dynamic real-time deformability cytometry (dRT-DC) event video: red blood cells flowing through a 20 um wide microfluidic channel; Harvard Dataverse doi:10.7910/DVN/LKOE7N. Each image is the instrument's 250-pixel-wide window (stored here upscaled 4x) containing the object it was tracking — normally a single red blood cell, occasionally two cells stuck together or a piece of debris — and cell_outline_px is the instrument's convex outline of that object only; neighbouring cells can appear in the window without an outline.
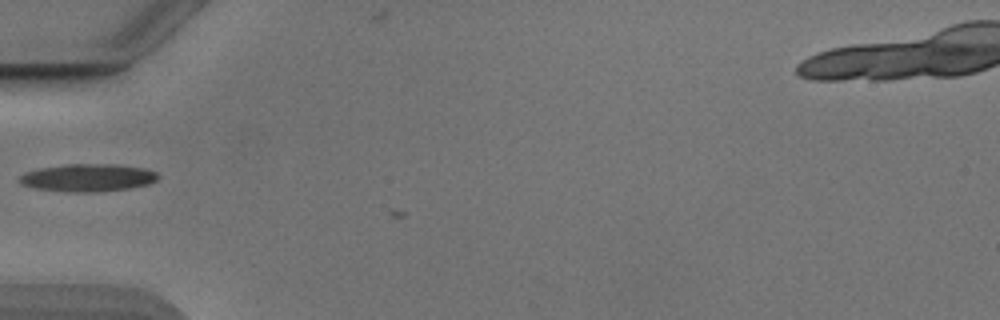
{"species": "Egyptian fruit bat (a non-hibernating species)", "species_latin": "Rousettus aegyptiacus", "temperature_condition": "cold", "stored_images_in_passage": 2, "camera_frame_rate_fps": 3000, "um_per_image_px": 0.085, "animal": {"sex": "male"}, "frame": {"image": 1, "passage_image": 1, "time_ms": 0.0, "image_size_px": [1000, 320], "cell_outline_px": [[160, 176], [156, 180], [148, 184], [128, 188], [96, 192], [68, 192], [36, 188], [20, 184], [16, 180], [20, 176], [28, 172], [40, 168], [68, 164], [116, 164], [144, 168], [156, 172]], "centroid_in_image_um": [7.46, 15.1], "position_along_channel_um": 77.5, "area_um2": 22.25}}